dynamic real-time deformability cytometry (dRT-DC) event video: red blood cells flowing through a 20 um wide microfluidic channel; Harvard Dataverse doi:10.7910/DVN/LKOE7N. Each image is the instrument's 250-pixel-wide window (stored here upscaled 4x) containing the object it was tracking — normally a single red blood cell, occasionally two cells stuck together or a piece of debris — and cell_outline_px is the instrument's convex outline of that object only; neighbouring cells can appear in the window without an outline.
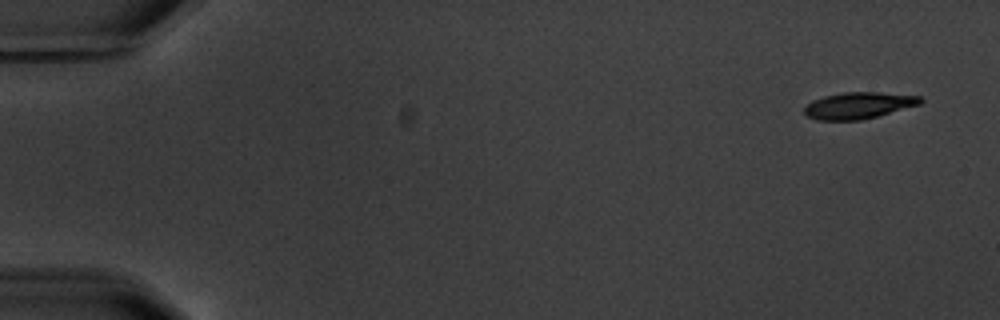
{"species": "common noctule bat (a hibernating species)", "species_latin": "Nyctalus noctula", "temperature_condition": "warm", "stored_images_in_passage": 5, "camera_frame_rate_fps": 3000, "um_per_image_px": 0.085, "animal": {"sex": "male", "body_mass_g": 20.1, "forearm_length_mm": 53.5}, "frame": {"image": 1, "passage_image": 1, "time_ms": 0.0, "image_size_px": [1000, 320], "cell_outline_px": [[924, 100], [920, 104], [876, 116], [860, 120], [816, 120], [804, 116], [804, 108], [812, 100], [824, 96], [844, 92], [880, 92], [920, 96]], "centroid_in_image_um": [72.94, 8.96], "position_along_channel_um": 12.1, "area_um2": 17.92}}
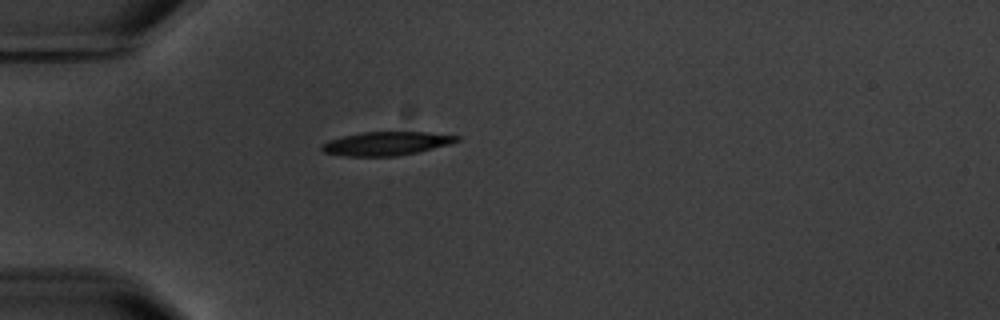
{"frame": {"image": 2, "passage_image": 5, "time_ms": 4.667, "image_size_px": [1000, 320], "cell_outline_px": [[460, 140], [448, 144], [416, 152], [396, 156], [344, 156], [324, 152], [320, 148], [320, 144], [328, 140], [344, 136], [364, 132], [428, 132], [460, 136]], "centroid_in_image_um": [32.8, 12.2], "position_along_channel_um": 52.2, "area_um2": 18.44}}